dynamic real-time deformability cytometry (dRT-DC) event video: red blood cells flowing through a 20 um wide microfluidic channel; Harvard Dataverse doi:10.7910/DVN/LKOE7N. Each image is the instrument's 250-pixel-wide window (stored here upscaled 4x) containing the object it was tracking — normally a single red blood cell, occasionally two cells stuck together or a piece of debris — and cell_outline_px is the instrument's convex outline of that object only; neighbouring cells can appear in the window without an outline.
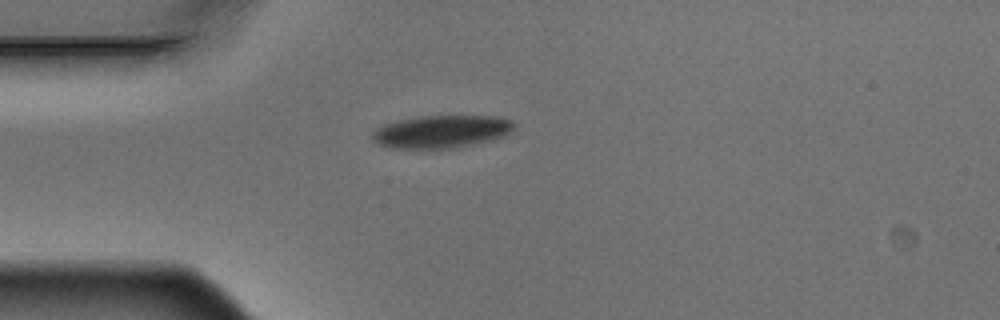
{"species": "Egyptian fruit bat (a non-hibernating species)", "species_latin": "Rousettus aegyptiacus", "temperature_condition": "warm", "stored_images_in_passage": 1, "camera_frame_rate_fps": 3000, "um_per_image_px": 0.085, "animal": {"sex": "male"}, "frame": {"image": 1, "passage_image": 1, "time_ms": 0.0, "image_size_px": [1000, 320], "cell_outline_px": [[516, 124], [504, 136], [456, 148], [388, 148], [376, 144], [372, 140], [372, 132], [376, 128], [384, 124], [400, 120], [420, 116], [500, 116], [512, 120]], "centroid_in_image_um": [37.48, 11.18], "position_along_channel_um": 47.5, "area_um2": 26.99}}